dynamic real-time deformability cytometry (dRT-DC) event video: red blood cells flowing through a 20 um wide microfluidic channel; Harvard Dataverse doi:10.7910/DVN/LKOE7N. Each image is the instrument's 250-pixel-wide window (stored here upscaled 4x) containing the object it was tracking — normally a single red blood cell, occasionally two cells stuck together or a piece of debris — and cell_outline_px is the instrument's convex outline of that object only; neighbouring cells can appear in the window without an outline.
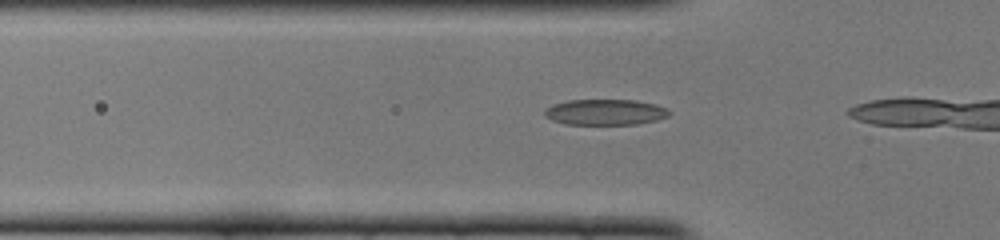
{"species": "common noctule bat (a hibernating species)", "species_latin": "Nyctalus noctula", "temperature_condition": "cold", "stored_images_in_passage": 13, "camera_frame_rate_fps": 3000, "um_per_image_px": 0.085, "animal": {"sex": "female", "body_mass_g": 22.0, "forearm_length_mm": 56.7}, "frame": {"image": 1, "passage_image": 11, "time_ms": 3.333, "image_size_px": [1000, 240], "cell_outline_px": [[672, 112], [668, 116], [656, 120], [636, 124], [564, 124], [552, 120], [544, 116], [544, 108], [552, 104], [568, 100], [636, 100], [656, 104]], "centroid_in_image_um": [51.41, 9.52], "position_along_channel_um": 74.4, "area_um2": 18.79}}